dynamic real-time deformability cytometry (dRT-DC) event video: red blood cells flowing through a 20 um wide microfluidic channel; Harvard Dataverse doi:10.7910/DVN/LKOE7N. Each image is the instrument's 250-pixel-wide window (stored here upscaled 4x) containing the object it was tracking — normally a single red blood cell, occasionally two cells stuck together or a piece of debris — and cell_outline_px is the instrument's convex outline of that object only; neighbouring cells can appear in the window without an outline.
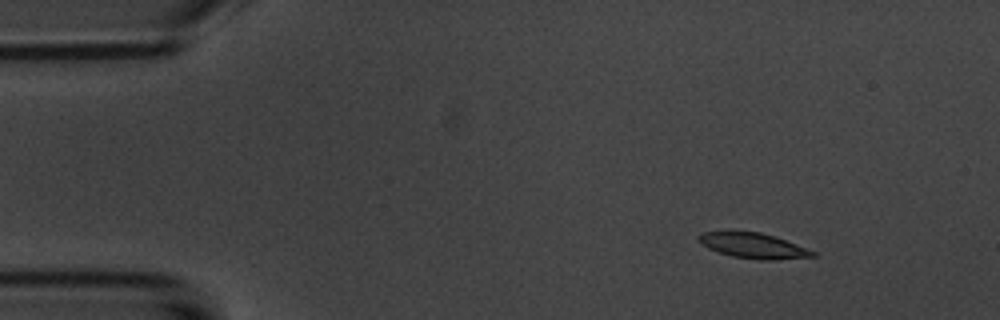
{"species": "common noctule bat (a hibernating species)", "species_latin": "Nyctalus noctula", "temperature_condition": "room temperature", "stored_images_in_passage": 10, "camera_frame_rate_fps": 3000, "um_per_image_px": 0.085, "animal": {"sex": "male", "body_mass_g": 20.1, "forearm_length_mm": 53.5}, "frame": {"image": 1, "passage_image": 2, "time_ms": 1.0, "image_size_px": [1000, 320], "cell_outline_px": [[820, 256], [772, 260], [756, 260], [732, 256], [708, 248], [696, 236], [704, 232], [760, 232], [776, 236], [816, 252]], "centroid_in_image_um": [64.11, 20.9], "position_along_channel_um": 20.9, "area_um2": 16.65}}
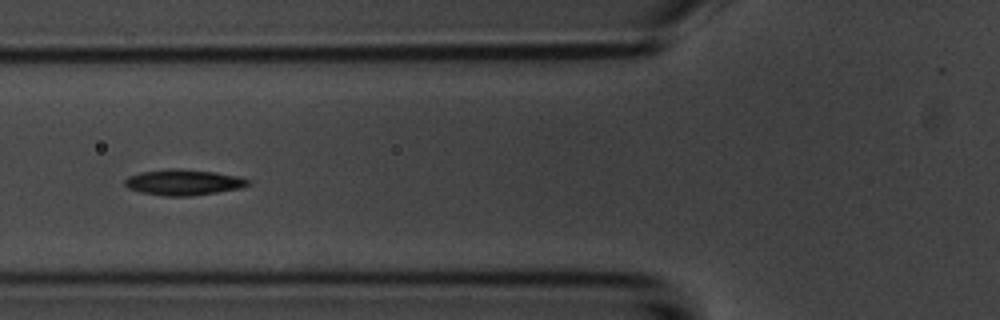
{"frame": {"image": 2, "passage_image": 6, "time_ms": 5.667, "image_size_px": [1000, 320], "cell_outline_px": [[252, 184], [240, 188], [192, 196], [164, 196], [140, 192], [128, 188], [124, 184], [124, 180], [128, 176], [140, 172], [172, 168], [176, 168], [216, 172], [236, 176], [252, 180]], "centroid_in_image_um": [15.59, 15.49], "position_along_channel_um": 110.2, "area_um2": 18.61}}
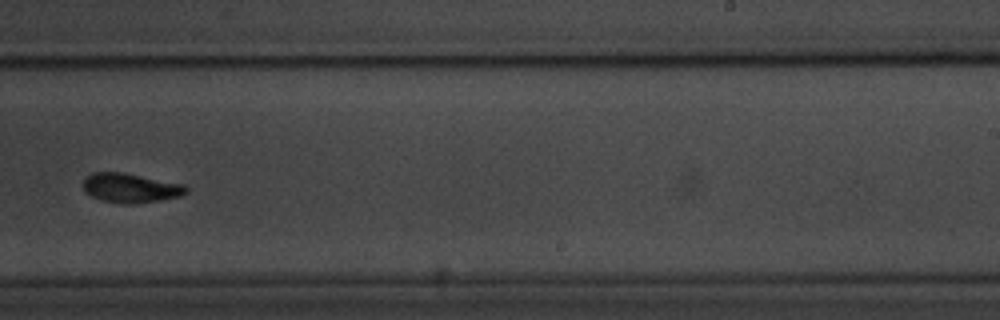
{"frame": {"image": 3, "passage_image": 10, "time_ms": 10.333, "image_size_px": [1000, 320], "cell_outline_px": [[188, 192], [180, 196], [160, 200], [132, 204], [124, 204], [100, 200], [84, 192], [84, 176], [92, 172], [124, 172], [184, 184], [188, 188]], "centroid_in_image_um": [11.08, 15.97], "position_along_channel_um": 277.9, "area_um2": 17.8}}